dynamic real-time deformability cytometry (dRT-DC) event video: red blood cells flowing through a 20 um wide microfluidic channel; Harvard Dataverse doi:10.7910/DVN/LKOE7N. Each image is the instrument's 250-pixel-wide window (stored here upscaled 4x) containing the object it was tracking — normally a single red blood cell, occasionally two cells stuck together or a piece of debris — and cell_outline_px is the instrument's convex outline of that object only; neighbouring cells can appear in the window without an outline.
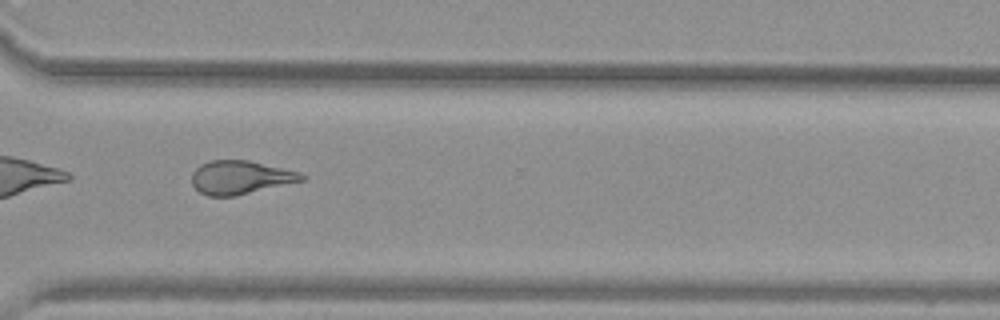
{"species": "common noctule bat (a hibernating species)", "species_latin": "Nyctalus noctula", "temperature_condition": "warm", "stored_images_in_passage": 48, "camera_frame_rate_fps": 3000, "um_per_image_px": 0.085, "animal": {"sex": "female", "body_mass_g": 29.2, "forearm_length_mm": 56.3}, "frame": {"image": 1, "passage_image": 35, "time_ms": 11.333, "image_size_px": [1000, 320], "cell_outline_px": [[308, 176], [304, 180], [236, 196], [208, 196], [200, 192], [192, 184], [192, 172], [200, 164], [212, 160], [248, 160], [300, 172]], "centroid_in_image_um": [20.43, 15.08], "position_along_channel_um": 350.2, "area_um2": 21.44}, "authors_computed_cell_mechanics": {"area_um2": 22.6865, "velocity_mm_per_s": 3.9762, "shape_relaxation_time_tau1_ms": null, "shape_relaxation_time_tau2_ms": 1.9668, "deformation_change_tau1": null, "deformation_change_tau2": 0.1038}}